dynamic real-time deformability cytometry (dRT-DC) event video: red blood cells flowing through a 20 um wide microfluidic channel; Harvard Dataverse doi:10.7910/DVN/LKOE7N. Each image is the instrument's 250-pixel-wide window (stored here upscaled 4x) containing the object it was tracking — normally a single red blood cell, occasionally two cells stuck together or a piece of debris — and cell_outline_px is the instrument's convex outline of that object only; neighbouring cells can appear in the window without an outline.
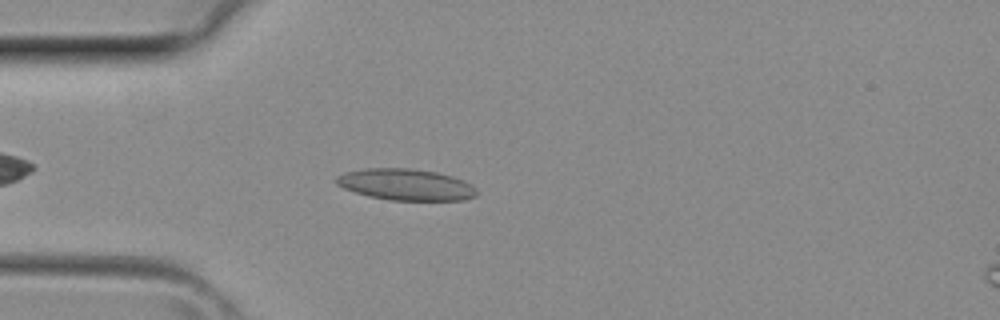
{"species": "common noctule bat (a hibernating species)", "species_latin": "Nyctalus noctula", "temperature_condition": "room temperature", "stored_images_in_passage": 32, "camera_frame_rate_fps": 3000, "um_per_image_px": 0.085, "animal": {"sex": "female", "body_mass_g": 29.2, "forearm_length_mm": 56.3}, "frame": {"image": 1, "passage_image": 4, "time_ms": 1.0, "image_size_px": [1000, 320], "cell_outline_px": [[476, 196], [464, 200], [392, 200], [368, 196], [344, 188], [336, 184], [336, 176], [344, 172], [364, 168], [408, 168], [436, 172], [452, 176], [464, 180], [472, 184], [476, 188]], "centroid_in_image_um": [34.5, 15.68], "position_along_channel_um": 50.5, "area_um2": 25.72}}
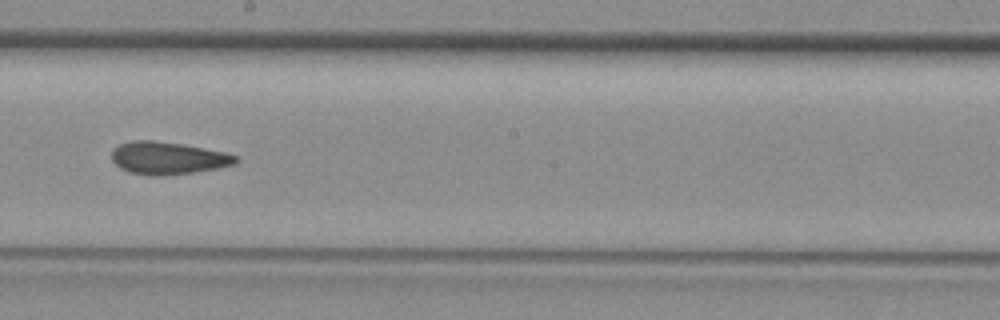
{"frame": {"image": 2, "passage_image": 15, "time_ms": 4.667, "image_size_px": [1000, 320], "cell_outline_px": [[240, 160], [236, 164], [216, 168], [192, 172], [164, 176], [152, 176], [128, 172], [120, 168], [112, 160], [112, 148], [120, 144], [132, 140], [152, 140], [180, 144], [224, 152], [236, 156]], "centroid_in_image_um": [14.24, 13.44], "position_along_channel_um": 234.0, "area_um2": 23.41}}
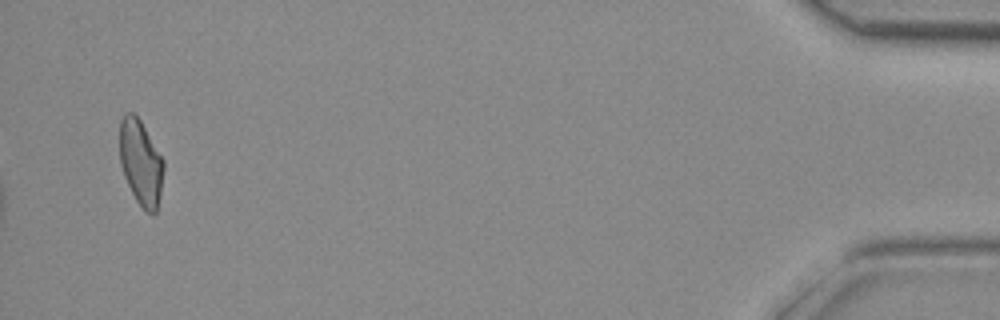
{"frame": {"image": 3, "passage_image": 31, "time_ms": 10.0, "image_size_px": [1000, 320], "cell_outline_px": [[164, 168], [160, 192], [156, 212], [152, 216], [136, 200], [124, 176], [120, 164], [120, 120], [124, 112], [132, 112], [140, 120], [164, 160]], "centroid_in_image_um": [11.96, 13.79], "position_along_channel_um": 423.2, "area_um2": 21.68}}